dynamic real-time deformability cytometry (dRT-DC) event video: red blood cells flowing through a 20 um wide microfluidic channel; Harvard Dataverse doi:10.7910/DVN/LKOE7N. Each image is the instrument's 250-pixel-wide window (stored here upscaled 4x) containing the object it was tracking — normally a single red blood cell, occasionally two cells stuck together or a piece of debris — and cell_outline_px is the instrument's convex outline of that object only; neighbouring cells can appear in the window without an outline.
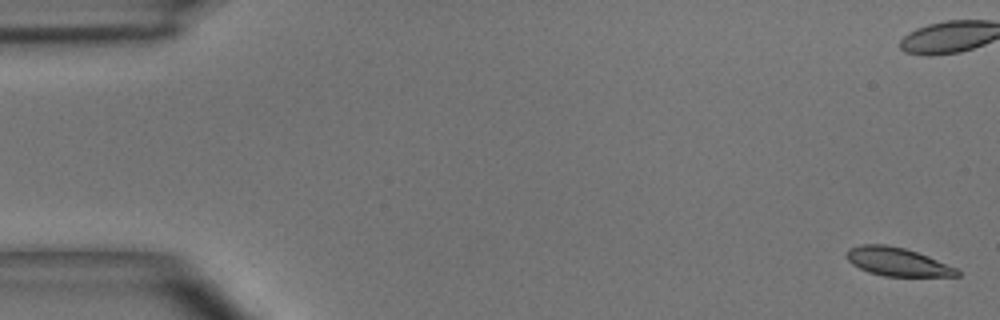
{"species": "common noctule bat (a hibernating species)", "species_latin": "Nyctalus noctula", "temperature_condition": "room temperature", "stored_images_in_passage": 52, "camera_frame_rate_fps": 3000, "um_per_image_px": 0.085, "animal": {"sex": "male", "body_mass_g": 15.6}, "frame": {"image": 1, "passage_image": 1, "time_ms": 0.0, "image_size_px": [1000, 320], "cell_outline_px": [[960, 276], [884, 276], [868, 272], [852, 264], [844, 256], [844, 252], [848, 248], [860, 244], [884, 244], [904, 248], [928, 256], [956, 268], [960, 272]], "centroid_in_image_um": [76.21, 22.24], "position_along_channel_um": 8.8, "area_um2": 18.32}}
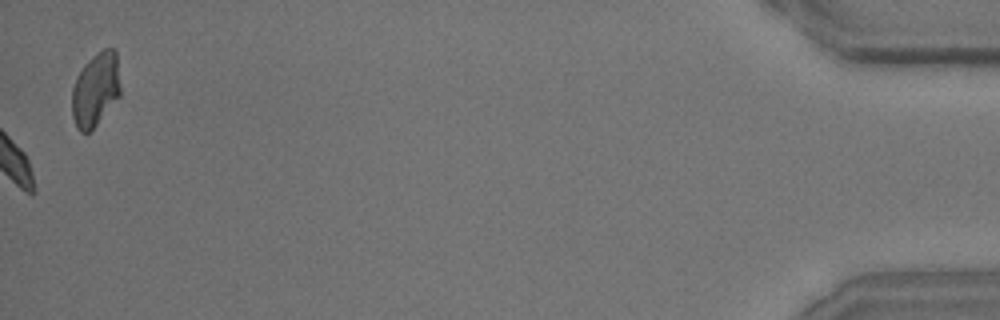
{"frame": {"image": 2, "passage_image": 52, "time_ms": 17.0, "image_size_px": [1000, 320], "cell_outline_px": [[120, 96], [96, 124], [88, 132], [80, 132], [76, 128], [72, 116], [72, 88], [76, 76], [84, 64], [96, 52], [104, 48], [112, 48], [116, 52], [120, 88]], "centroid_in_image_um": [8.1, 7.59], "position_along_channel_um": 427.1, "area_um2": 20.81}, "authors_computed_cell_mechanics": {"area_um2": 19.4208, "velocity_mm_per_s": 3.9105, "shape_relaxation_time_tau1_ms": 3.289, "shape_relaxation_time_tau2_ms": 6.4471, "deformation_change_tau1": 0.1014, "deformation_change_tau2": 0.1217}}